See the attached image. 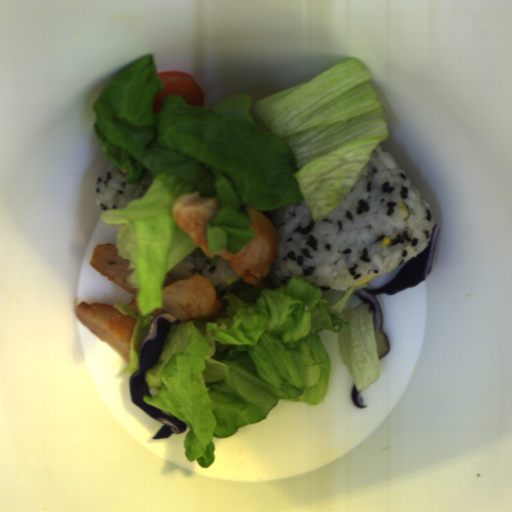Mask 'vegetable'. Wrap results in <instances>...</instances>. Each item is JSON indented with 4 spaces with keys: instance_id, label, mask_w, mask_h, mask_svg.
Listing matches in <instances>:
<instances>
[{
    "instance_id": "obj_1",
    "label": "vegetable",
    "mask_w": 512,
    "mask_h": 512,
    "mask_svg": "<svg viewBox=\"0 0 512 512\" xmlns=\"http://www.w3.org/2000/svg\"><path fill=\"white\" fill-rule=\"evenodd\" d=\"M163 87L154 56L144 55L119 71L92 106L107 161L128 168L129 185L145 170L152 177L140 199L100 215L121 224L115 247L131 269L126 284L136 290L138 312L112 303L136 319L122 376L139 368L167 274L197 248L173 219L180 197L218 198L220 208L206 224L207 248L233 254L255 236L244 206L266 211L304 201L313 221H321L390 134L371 75L357 57L255 103L241 92L214 108L193 107L171 93L154 114Z\"/></svg>"
},
{
    "instance_id": "obj_2",
    "label": "vegetable",
    "mask_w": 512,
    "mask_h": 512,
    "mask_svg": "<svg viewBox=\"0 0 512 512\" xmlns=\"http://www.w3.org/2000/svg\"><path fill=\"white\" fill-rule=\"evenodd\" d=\"M347 289L334 304L299 275L255 302L226 300L224 318L172 325L162 353L145 371L149 395L143 402L189 427L184 456L208 469L214 438H228L242 426L267 419L279 400L321 404L331 379V360L319 339L330 330L338 355L357 392L377 382L381 367L374 312L364 301L344 310Z\"/></svg>"
}]
</instances>
